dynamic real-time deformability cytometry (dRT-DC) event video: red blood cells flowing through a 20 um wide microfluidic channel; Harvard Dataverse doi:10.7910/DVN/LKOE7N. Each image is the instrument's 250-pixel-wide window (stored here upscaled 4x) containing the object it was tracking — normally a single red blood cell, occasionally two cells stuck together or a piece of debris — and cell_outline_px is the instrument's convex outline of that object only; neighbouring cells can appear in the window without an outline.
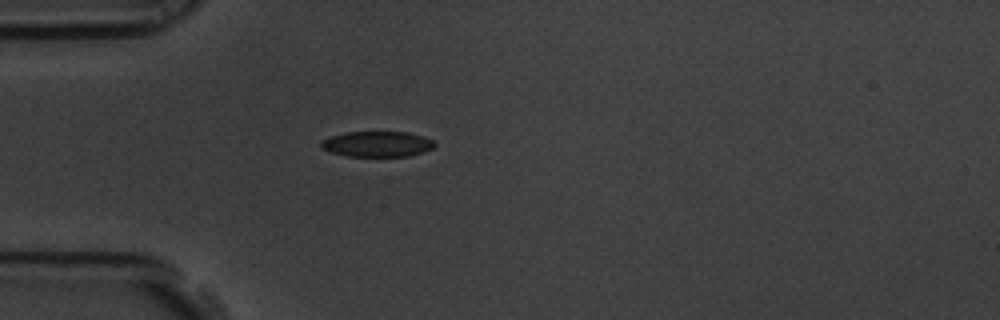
{"species": "common noctule bat (a hibernating species)", "species_latin": "Nyctalus noctula", "temperature_condition": "room temperature", "stored_images_in_passage": 1, "camera_frame_rate_fps": 3000, "um_per_image_px": 0.085, "animal": {"sex": "male", "body_mass_g": 19.5, "forearm_length_mm": 54.6}, "frame": {"image": 1, "passage_image": 1, "time_ms": 0.0, "image_size_px": [1000, 320], "cell_outline_px": [[436, 144], [432, 148], [408, 156], [348, 156], [332, 152], [320, 148], [320, 140], [344, 132], [408, 132], [424, 136], [432, 140]], "centroid_in_image_um": [32.03, 12.23], "position_along_channel_um": 53.0, "area_um2": 16.82}}